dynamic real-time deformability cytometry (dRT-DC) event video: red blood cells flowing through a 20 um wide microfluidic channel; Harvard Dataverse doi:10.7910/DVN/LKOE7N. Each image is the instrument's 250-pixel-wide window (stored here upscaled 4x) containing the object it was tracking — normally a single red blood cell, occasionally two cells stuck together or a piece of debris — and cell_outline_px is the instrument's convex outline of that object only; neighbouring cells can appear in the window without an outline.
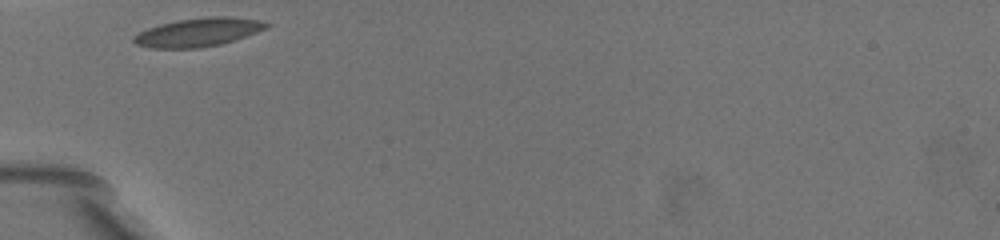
{"species": "common noctule bat (a hibernating species)", "species_latin": "Nyctalus noctula", "temperature_condition": "warm", "stored_images_in_passage": 19, "camera_frame_rate_fps": 3000, "um_per_image_px": 0.085, "animal": {"sex": "female", "body_mass_g": 19.5, "forearm_length_mm": 54.1}, "frame": {"image": 1, "passage_image": 1, "time_ms": 0.0, "image_size_px": [1000, 240], "cell_outline_px": [[272, 24], [268, 28], [220, 44], [200, 48], [152, 48], [136, 44], [132, 40], [132, 36], [148, 28], [160, 24], [176, 20], [204, 16], [228, 16], [260, 20]], "centroid_in_image_um": [16.85, 2.73], "position_along_channel_um": 68.2, "area_um2": 22.08}}
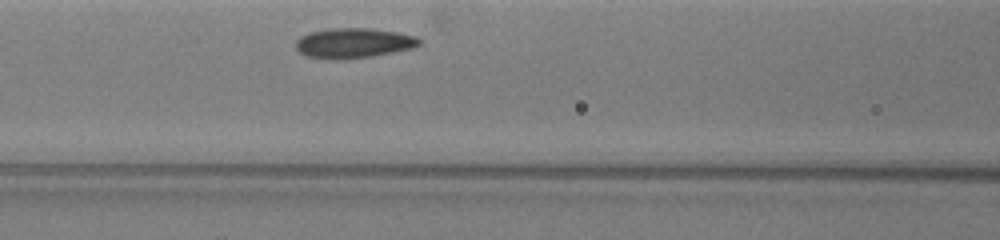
{"frame": {"image": 2, "passage_image": 9, "time_ms": 2.0, "image_size_px": [1000, 240], "cell_outline_px": [[420, 44], [412, 48], [372, 56], [336, 60], [328, 60], [308, 56], [300, 52], [296, 48], [296, 40], [300, 36], [308, 32], [332, 28], [372, 28], [396, 32], [416, 36], [420, 40]], "centroid_in_image_um": [30.02, 3.66], "position_along_channel_um": 136.6, "area_um2": 21.62}}
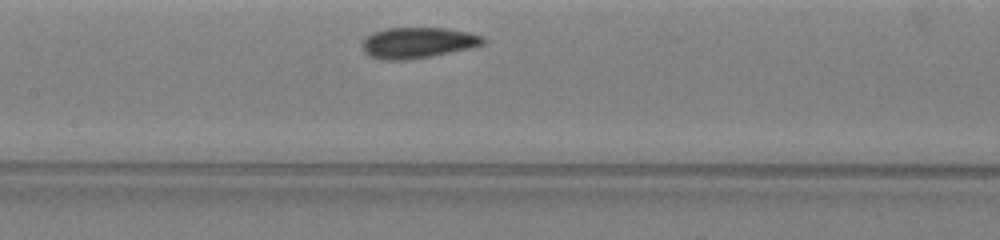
{"frame": {"image": 3, "passage_image": 13, "time_ms": 3.0, "image_size_px": [1000, 240], "cell_outline_px": [[484, 44], [468, 48], [428, 56], [404, 60], [384, 60], [368, 56], [364, 52], [360, 44], [368, 36], [384, 28], [448, 28], [468, 32], [480, 36], [484, 40]], "centroid_in_image_um": [35.45, 3.63], "position_along_channel_um": 172.0, "area_um2": 21.39}}